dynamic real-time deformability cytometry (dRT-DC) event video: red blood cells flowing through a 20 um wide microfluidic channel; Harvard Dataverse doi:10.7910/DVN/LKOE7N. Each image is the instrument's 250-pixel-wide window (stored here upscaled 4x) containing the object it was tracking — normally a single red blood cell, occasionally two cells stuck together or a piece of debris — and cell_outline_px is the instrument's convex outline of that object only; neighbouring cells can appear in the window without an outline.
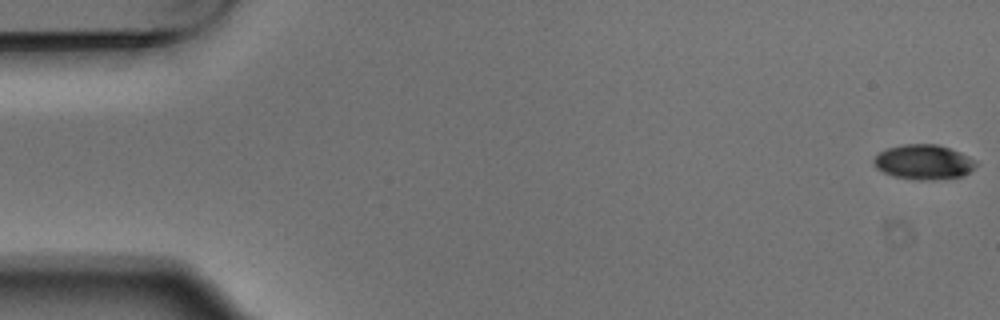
{"species": "Egyptian fruit bat (a non-hibernating species)", "species_latin": "Rousettus aegyptiacus", "temperature_condition": "warm", "stored_images_in_passage": 5, "camera_frame_rate_fps": 3000, "um_per_image_px": 0.085, "animal": {"sex": "male"}, "frame": {"image": 1, "passage_image": 1, "time_ms": 0.0, "image_size_px": [1000, 320], "cell_outline_px": [[980, 164], [968, 172], [960, 176], [928, 180], [916, 180], [892, 176], [876, 168], [872, 164], [872, 160], [880, 152], [888, 148], [904, 144], [936, 144], [960, 152], [976, 160]], "centroid_in_image_um": [78.5, 13.77], "position_along_channel_um": 6.5, "area_um2": 20.69}}
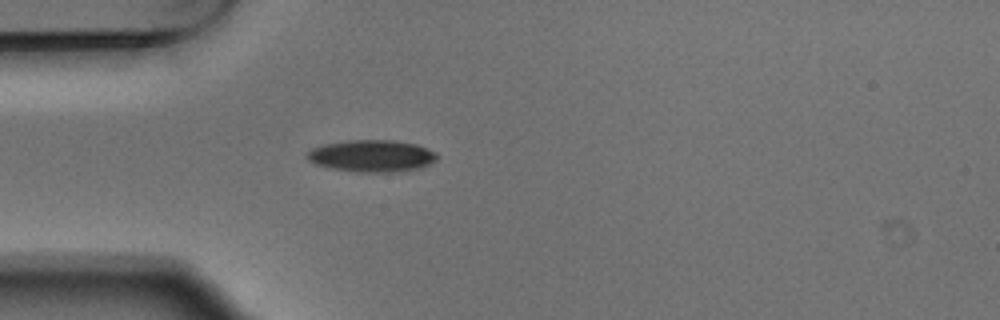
{"frame": {"image": 2, "passage_image": 5, "time_ms": 1.333, "image_size_px": [1000, 320], "cell_outline_px": [[436, 160], [420, 168], [396, 172], [356, 172], [332, 168], [316, 164], [308, 160], [304, 156], [312, 148], [324, 144], [348, 140], [392, 140], [416, 144], [436, 152]], "centroid_in_image_um": [31.58, 13.25], "position_along_channel_um": 53.4, "area_um2": 24.16}}